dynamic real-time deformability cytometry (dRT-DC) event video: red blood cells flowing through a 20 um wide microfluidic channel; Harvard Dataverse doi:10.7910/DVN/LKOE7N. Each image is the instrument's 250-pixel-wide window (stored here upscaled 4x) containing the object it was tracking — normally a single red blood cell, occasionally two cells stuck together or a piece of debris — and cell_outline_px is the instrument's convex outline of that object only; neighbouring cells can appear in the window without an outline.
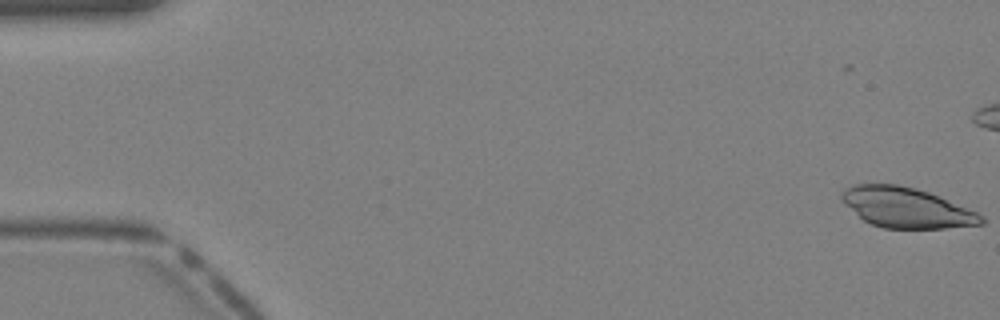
{"species": "Egyptian fruit bat (a non-hibernating species)", "species_latin": "Rousettus aegyptiacus", "temperature_condition": "warm", "stored_images_in_passage": 25, "camera_frame_rate_fps": 3000, "um_per_image_px": 0.085, "animal": {"sex": "female"}, "frame": {"image": 1, "passage_image": 1, "time_ms": 0.0, "image_size_px": [1000, 320], "cell_outline_px": [[984, 224], [944, 228], [884, 228], [872, 224], [864, 220], [840, 196], [840, 192], [844, 188], [856, 184], [896, 184], [916, 188], [928, 192], [976, 212], [984, 216]], "centroid_in_image_um": [77.06, 17.64], "position_along_channel_um": 7.9, "area_um2": 32.08}}